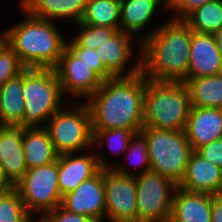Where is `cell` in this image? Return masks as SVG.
Instances as JSON below:
<instances>
[{
	"label": "cell",
	"instance_id": "1",
	"mask_svg": "<svg viewBox=\"0 0 222 222\" xmlns=\"http://www.w3.org/2000/svg\"><path fill=\"white\" fill-rule=\"evenodd\" d=\"M144 94L145 76L142 72L103 81L86 100L92 130L129 129L139 133L144 127Z\"/></svg>",
	"mask_w": 222,
	"mask_h": 222
},
{
	"label": "cell",
	"instance_id": "2",
	"mask_svg": "<svg viewBox=\"0 0 222 222\" xmlns=\"http://www.w3.org/2000/svg\"><path fill=\"white\" fill-rule=\"evenodd\" d=\"M141 72L149 79L184 82L188 74L192 30L184 20L168 19L139 37Z\"/></svg>",
	"mask_w": 222,
	"mask_h": 222
},
{
	"label": "cell",
	"instance_id": "3",
	"mask_svg": "<svg viewBox=\"0 0 222 222\" xmlns=\"http://www.w3.org/2000/svg\"><path fill=\"white\" fill-rule=\"evenodd\" d=\"M21 7L27 18L7 29L9 47L25 68L54 69L67 46V39L54 21L37 18Z\"/></svg>",
	"mask_w": 222,
	"mask_h": 222
},
{
	"label": "cell",
	"instance_id": "4",
	"mask_svg": "<svg viewBox=\"0 0 222 222\" xmlns=\"http://www.w3.org/2000/svg\"><path fill=\"white\" fill-rule=\"evenodd\" d=\"M144 127L185 130L191 111L184 82L159 81L145 77Z\"/></svg>",
	"mask_w": 222,
	"mask_h": 222
},
{
	"label": "cell",
	"instance_id": "5",
	"mask_svg": "<svg viewBox=\"0 0 222 222\" xmlns=\"http://www.w3.org/2000/svg\"><path fill=\"white\" fill-rule=\"evenodd\" d=\"M24 117L19 127H45L47 120L64 106V94L54 69L23 71Z\"/></svg>",
	"mask_w": 222,
	"mask_h": 222
},
{
	"label": "cell",
	"instance_id": "6",
	"mask_svg": "<svg viewBox=\"0 0 222 222\" xmlns=\"http://www.w3.org/2000/svg\"><path fill=\"white\" fill-rule=\"evenodd\" d=\"M140 133L147 140L150 170L160 173L178 186L193 152L185 130L143 127Z\"/></svg>",
	"mask_w": 222,
	"mask_h": 222
},
{
	"label": "cell",
	"instance_id": "7",
	"mask_svg": "<svg viewBox=\"0 0 222 222\" xmlns=\"http://www.w3.org/2000/svg\"><path fill=\"white\" fill-rule=\"evenodd\" d=\"M71 107H62L47 120L45 126L59 155L79 154L93 147L91 113L87 103Z\"/></svg>",
	"mask_w": 222,
	"mask_h": 222
},
{
	"label": "cell",
	"instance_id": "8",
	"mask_svg": "<svg viewBox=\"0 0 222 222\" xmlns=\"http://www.w3.org/2000/svg\"><path fill=\"white\" fill-rule=\"evenodd\" d=\"M27 212L40 218L61 205L58 185V160L48 165L27 169L23 178L14 186Z\"/></svg>",
	"mask_w": 222,
	"mask_h": 222
},
{
	"label": "cell",
	"instance_id": "9",
	"mask_svg": "<svg viewBox=\"0 0 222 222\" xmlns=\"http://www.w3.org/2000/svg\"><path fill=\"white\" fill-rule=\"evenodd\" d=\"M137 222H169L177 185L149 170L135 175Z\"/></svg>",
	"mask_w": 222,
	"mask_h": 222
},
{
	"label": "cell",
	"instance_id": "10",
	"mask_svg": "<svg viewBox=\"0 0 222 222\" xmlns=\"http://www.w3.org/2000/svg\"><path fill=\"white\" fill-rule=\"evenodd\" d=\"M135 175L115 165L104 169L105 217L110 222H137Z\"/></svg>",
	"mask_w": 222,
	"mask_h": 222
},
{
	"label": "cell",
	"instance_id": "11",
	"mask_svg": "<svg viewBox=\"0 0 222 222\" xmlns=\"http://www.w3.org/2000/svg\"><path fill=\"white\" fill-rule=\"evenodd\" d=\"M63 94L86 100L101 86L103 80L66 46L54 68ZM69 92V93H68Z\"/></svg>",
	"mask_w": 222,
	"mask_h": 222
},
{
	"label": "cell",
	"instance_id": "12",
	"mask_svg": "<svg viewBox=\"0 0 222 222\" xmlns=\"http://www.w3.org/2000/svg\"><path fill=\"white\" fill-rule=\"evenodd\" d=\"M61 154L58 157V185L61 196L73 192L79 184L95 176L101 169L110 168L105 158L96 153Z\"/></svg>",
	"mask_w": 222,
	"mask_h": 222
},
{
	"label": "cell",
	"instance_id": "13",
	"mask_svg": "<svg viewBox=\"0 0 222 222\" xmlns=\"http://www.w3.org/2000/svg\"><path fill=\"white\" fill-rule=\"evenodd\" d=\"M105 203L104 169H101L95 176L79 184L73 192L63 196L61 206L91 219H104Z\"/></svg>",
	"mask_w": 222,
	"mask_h": 222
},
{
	"label": "cell",
	"instance_id": "14",
	"mask_svg": "<svg viewBox=\"0 0 222 222\" xmlns=\"http://www.w3.org/2000/svg\"><path fill=\"white\" fill-rule=\"evenodd\" d=\"M133 35L118 30L111 38L107 39L96 50L106 70L113 77H129L141 72V58L134 61V65L127 69L128 63L131 62ZM132 38V39H131Z\"/></svg>",
	"mask_w": 222,
	"mask_h": 222
},
{
	"label": "cell",
	"instance_id": "15",
	"mask_svg": "<svg viewBox=\"0 0 222 222\" xmlns=\"http://www.w3.org/2000/svg\"><path fill=\"white\" fill-rule=\"evenodd\" d=\"M222 73V53L214 34L192 31L190 60L186 79L207 77Z\"/></svg>",
	"mask_w": 222,
	"mask_h": 222
},
{
	"label": "cell",
	"instance_id": "16",
	"mask_svg": "<svg viewBox=\"0 0 222 222\" xmlns=\"http://www.w3.org/2000/svg\"><path fill=\"white\" fill-rule=\"evenodd\" d=\"M23 137L24 127L0 126V166L13 187L28 169L22 145Z\"/></svg>",
	"mask_w": 222,
	"mask_h": 222
},
{
	"label": "cell",
	"instance_id": "17",
	"mask_svg": "<svg viewBox=\"0 0 222 222\" xmlns=\"http://www.w3.org/2000/svg\"><path fill=\"white\" fill-rule=\"evenodd\" d=\"M221 184L222 168L193 151L184 177L177 187L190 192L217 195L221 194Z\"/></svg>",
	"mask_w": 222,
	"mask_h": 222
},
{
	"label": "cell",
	"instance_id": "18",
	"mask_svg": "<svg viewBox=\"0 0 222 222\" xmlns=\"http://www.w3.org/2000/svg\"><path fill=\"white\" fill-rule=\"evenodd\" d=\"M185 133L196 151L201 146L222 138V109L192 107Z\"/></svg>",
	"mask_w": 222,
	"mask_h": 222
},
{
	"label": "cell",
	"instance_id": "19",
	"mask_svg": "<svg viewBox=\"0 0 222 222\" xmlns=\"http://www.w3.org/2000/svg\"><path fill=\"white\" fill-rule=\"evenodd\" d=\"M213 195L177 187L169 222H211Z\"/></svg>",
	"mask_w": 222,
	"mask_h": 222
},
{
	"label": "cell",
	"instance_id": "20",
	"mask_svg": "<svg viewBox=\"0 0 222 222\" xmlns=\"http://www.w3.org/2000/svg\"><path fill=\"white\" fill-rule=\"evenodd\" d=\"M87 0H22L21 5L37 18L58 21L70 19L73 24L81 21Z\"/></svg>",
	"mask_w": 222,
	"mask_h": 222
},
{
	"label": "cell",
	"instance_id": "21",
	"mask_svg": "<svg viewBox=\"0 0 222 222\" xmlns=\"http://www.w3.org/2000/svg\"><path fill=\"white\" fill-rule=\"evenodd\" d=\"M23 151L28 169L48 165L58 160L45 127H24Z\"/></svg>",
	"mask_w": 222,
	"mask_h": 222
},
{
	"label": "cell",
	"instance_id": "22",
	"mask_svg": "<svg viewBox=\"0 0 222 222\" xmlns=\"http://www.w3.org/2000/svg\"><path fill=\"white\" fill-rule=\"evenodd\" d=\"M162 5L168 6V0H121L119 30L132 35L144 30Z\"/></svg>",
	"mask_w": 222,
	"mask_h": 222
},
{
	"label": "cell",
	"instance_id": "23",
	"mask_svg": "<svg viewBox=\"0 0 222 222\" xmlns=\"http://www.w3.org/2000/svg\"><path fill=\"white\" fill-rule=\"evenodd\" d=\"M23 72L0 86V126H18L24 117Z\"/></svg>",
	"mask_w": 222,
	"mask_h": 222
},
{
	"label": "cell",
	"instance_id": "24",
	"mask_svg": "<svg viewBox=\"0 0 222 222\" xmlns=\"http://www.w3.org/2000/svg\"><path fill=\"white\" fill-rule=\"evenodd\" d=\"M191 107L222 109V73L200 78L186 79Z\"/></svg>",
	"mask_w": 222,
	"mask_h": 222
},
{
	"label": "cell",
	"instance_id": "25",
	"mask_svg": "<svg viewBox=\"0 0 222 222\" xmlns=\"http://www.w3.org/2000/svg\"><path fill=\"white\" fill-rule=\"evenodd\" d=\"M121 20V0H87L81 23L107 26L119 30Z\"/></svg>",
	"mask_w": 222,
	"mask_h": 222
},
{
	"label": "cell",
	"instance_id": "26",
	"mask_svg": "<svg viewBox=\"0 0 222 222\" xmlns=\"http://www.w3.org/2000/svg\"><path fill=\"white\" fill-rule=\"evenodd\" d=\"M193 32L214 34L222 28V1L207 2L185 20Z\"/></svg>",
	"mask_w": 222,
	"mask_h": 222
},
{
	"label": "cell",
	"instance_id": "27",
	"mask_svg": "<svg viewBox=\"0 0 222 222\" xmlns=\"http://www.w3.org/2000/svg\"><path fill=\"white\" fill-rule=\"evenodd\" d=\"M18 191L13 187L0 202V222H33Z\"/></svg>",
	"mask_w": 222,
	"mask_h": 222
},
{
	"label": "cell",
	"instance_id": "28",
	"mask_svg": "<svg viewBox=\"0 0 222 222\" xmlns=\"http://www.w3.org/2000/svg\"><path fill=\"white\" fill-rule=\"evenodd\" d=\"M79 30L73 39L80 47L98 49L107 39L118 30L107 26L86 25L81 22L75 24Z\"/></svg>",
	"mask_w": 222,
	"mask_h": 222
},
{
	"label": "cell",
	"instance_id": "29",
	"mask_svg": "<svg viewBox=\"0 0 222 222\" xmlns=\"http://www.w3.org/2000/svg\"><path fill=\"white\" fill-rule=\"evenodd\" d=\"M93 131V146L106 143L109 146L111 153L125 152L128 149L129 142L135 132L129 129H108V130H92ZM114 151V152H113Z\"/></svg>",
	"mask_w": 222,
	"mask_h": 222
},
{
	"label": "cell",
	"instance_id": "30",
	"mask_svg": "<svg viewBox=\"0 0 222 222\" xmlns=\"http://www.w3.org/2000/svg\"><path fill=\"white\" fill-rule=\"evenodd\" d=\"M67 46L103 81L113 78V76L106 70L96 49L80 47L73 39L67 40Z\"/></svg>",
	"mask_w": 222,
	"mask_h": 222
},
{
	"label": "cell",
	"instance_id": "31",
	"mask_svg": "<svg viewBox=\"0 0 222 222\" xmlns=\"http://www.w3.org/2000/svg\"><path fill=\"white\" fill-rule=\"evenodd\" d=\"M125 152V156L129 155L126 161L128 162L131 159L129 161L130 166L134 164V167H141L140 173L138 172L137 175L150 170L147 140L140 132L134 134ZM130 156L131 158H129ZM133 161L134 163H132Z\"/></svg>",
	"mask_w": 222,
	"mask_h": 222
},
{
	"label": "cell",
	"instance_id": "32",
	"mask_svg": "<svg viewBox=\"0 0 222 222\" xmlns=\"http://www.w3.org/2000/svg\"><path fill=\"white\" fill-rule=\"evenodd\" d=\"M26 68L18 55L9 47L0 55V86L21 74Z\"/></svg>",
	"mask_w": 222,
	"mask_h": 222
},
{
	"label": "cell",
	"instance_id": "33",
	"mask_svg": "<svg viewBox=\"0 0 222 222\" xmlns=\"http://www.w3.org/2000/svg\"><path fill=\"white\" fill-rule=\"evenodd\" d=\"M214 0H168L166 8L175 12L171 18L185 20L193 11ZM177 13V14H176Z\"/></svg>",
	"mask_w": 222,
	"mask_h": 222
},
{
	"label": "cell",
	"instance_id": "34",
	"mask_svg": "<svg viewBox=\"0 0 222 222\" xmlns=\"http://www.w3.org/2000/svg\"><path fill=\"white\" fill-rule=\"evenodd\" d=\"M40 222H89L90 217L70 212L61 205L46 213Z\"/></svg>",
	"mask_w": 222,
	"mask_h": 222
},
{
	"label": "cell",
	"instance_id": "35",
	"mask_svg": "<svg viewBox=\"0 0 222 222\" xmlns=\"http://www.w3.org/2000/svg\"><path fill=\"white\" fill-rule=\"evenodd\" d=\"M196 152L204 159L222 168V138L201 146Z\"/></svg>",
	"mask_w": 222,
	"mask_h": 222
},
{
	"label": "cell",
	"instance_id": "36",
	"mask_svg": "<svg viewBox=\"0 0 222 222\" xmlns=\"http://www.w3.org/2000/svg\"><path fill=\"white\" fill-rule=\"evenodd\" d=\"M211 222H222V194L213 195Z\"/></svg>",
	"mask_w": 222,
	"mask_h": 222
},
{
	"label": "cell",
	"instance_id": "37",
	"mask_svg": "<svg viewBox=\"0 0 222 222\" xmlns=\"http://www.w3.org/2000/svg\"><path fill=\"white\" fill-rule=\"evenodd\" d=\"M9 48V34L8 30H4V33L0 34V55Z\"/></svg>",
	"mask_w": 222,
	"mask_h": 222
},
{
	"label": "cell",
	"instance_id": "38",
	"mask_svg": "<svg viewBox=\"0 0 222 222\" xmlns=\"http://www.w3.org/2000/svg\"><path fill=\"white\" fill-rule=\"evenodd\" d=\"M13 186L9 183L5 177L3 170L0 166V190H11Z\"/></svg>",
	"mask_w": 222,
	"mask_h": 222
},
{
	"label": "cell",
	"instance_id": "39",
	"mask_svg": "<svg viewBox=\"0 0 222 222\" xmlns=\"http://www.w3.org/2000/svg\"><path fill=\"white\" fill-rule=\"evenodd\" d=\"M216 39L217 47L222 53V28L214 33Z\"/></svg>",
	"mask_w": 222,
	"mask_h": 222
},
{
	"label": "cell",
	"instance_id": "40",
	"mask_svg": "<svg viewBox=\"0 0 222 222\" xmlns=\"http://www.w3.org/2000/svg\"><path fill=\"white\" fill-rule=\"evenodd\" d=\"M10 190H0V202L1 199L9 192Z\"/></svg>",
	"mask_w": 222,
	"mask_h": 222
},
{
	"label": "cell",
	"instance_id": "41",
	"mask_svg": "<svg viewBox=\"0 0 222 222\" xmlns=\"http://www.w3.org/2000/svg\"><path fill=\"white\" fill-rule=\"evenodd\" d=\"M105 219H91L89 222H104Z\"/></svg>",
	"mask_w": 222,
	"mask_h": 222
}]
</instances>
